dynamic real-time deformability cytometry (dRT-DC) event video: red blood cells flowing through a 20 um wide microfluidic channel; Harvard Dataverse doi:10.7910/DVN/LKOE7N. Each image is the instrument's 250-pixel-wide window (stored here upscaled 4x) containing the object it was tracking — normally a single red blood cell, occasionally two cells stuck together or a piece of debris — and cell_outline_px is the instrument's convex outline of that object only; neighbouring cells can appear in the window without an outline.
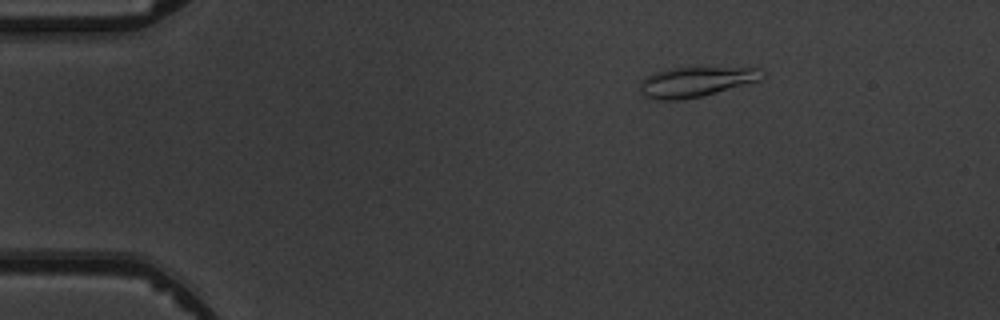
{"species": "common noctule bat (a hibernating species)", "species_latin": "Nyctalus noctula", "temperature_condition": "warm", "stored_images_in_passage": 4, "camera_frame_rate_fps": 3000, "um_per_image_px": 0.085, "animal": {"sex": "male", "body_mass_g": 19.5, "forearm_length_mm": 54.6}, "frame": {"image": 1, "passage_image": 2, "time_ms": 1.0, "image_size_px": [1000, 320], "cell_outline_px": [[764, 76], [760, 80], [700, 96], [676, 100], [656, 100], [644, 96], [640, 92], [640, 84], [648, 76], [656, 72], [668, 68], [764, 68]], "centroid_in_image_um": [59.14, 6.95], "position_along_channel_um": 25.9, "area_um2": 20.92}}